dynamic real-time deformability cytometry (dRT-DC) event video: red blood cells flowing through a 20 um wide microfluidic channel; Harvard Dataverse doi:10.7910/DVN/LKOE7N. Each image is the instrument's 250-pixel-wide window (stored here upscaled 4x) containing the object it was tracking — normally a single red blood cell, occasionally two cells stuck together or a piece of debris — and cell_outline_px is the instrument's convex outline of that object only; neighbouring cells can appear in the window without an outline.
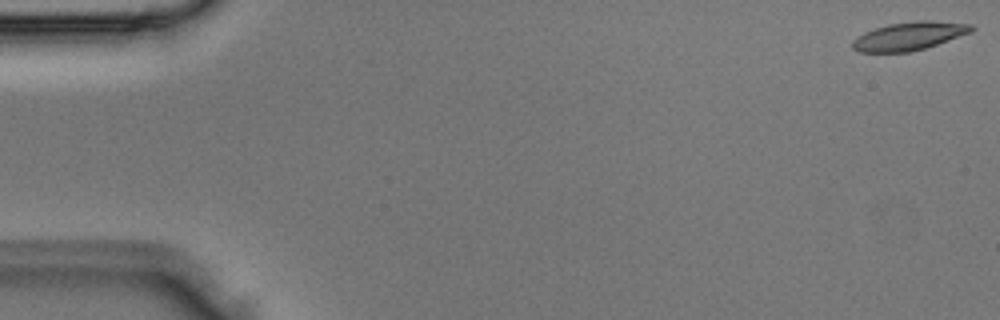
{"species": "Egyptian fruit bat (a non-hibernating species)", "species_latin": "Rousettus aegyptiacus", "temperature_condition": "room temperature", "stored_images_in_passage": 4, "camera_frame_rate_fps": 3000, "um_per_image_px": 0.085, "animal": {"sex": "male"}, "frame": {"image": 1, "passage_image": 1, "time_ms": 0.0, "image_size_px": [1000, 320], "cell_outline_px": [[976, 28], [972, 32], [912, 52], [860, 52], [852, 48], [852, 40], [856, 36], [864, 32], [888, 24], [916, 20], [932, 20], [972, 24]], "centroid_in_image_um": [77.28, 3.05], "position_along_channel_um": 7.7, "area_um2": 19.71}}
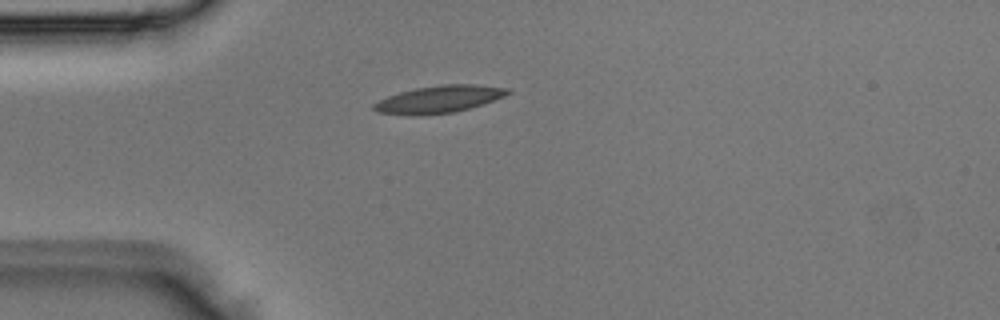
{"frame": {"image": 2, "passage_image": 4, "time_ms": 1.0, "image_size_px": [1000, 320], "cell_outline_px": [[512, 92], [504, 96], [484, 104], [452, 112], [376, 112], [372, 108], [372, 104], [388, 96], [400, 92], [416, 88], [440, 84], [476, 84], [508, 88]], "centroid_in_image_um": [37.42, 8.37], "position_along_channel_um": 47.6, "area_um2": 20.17}}